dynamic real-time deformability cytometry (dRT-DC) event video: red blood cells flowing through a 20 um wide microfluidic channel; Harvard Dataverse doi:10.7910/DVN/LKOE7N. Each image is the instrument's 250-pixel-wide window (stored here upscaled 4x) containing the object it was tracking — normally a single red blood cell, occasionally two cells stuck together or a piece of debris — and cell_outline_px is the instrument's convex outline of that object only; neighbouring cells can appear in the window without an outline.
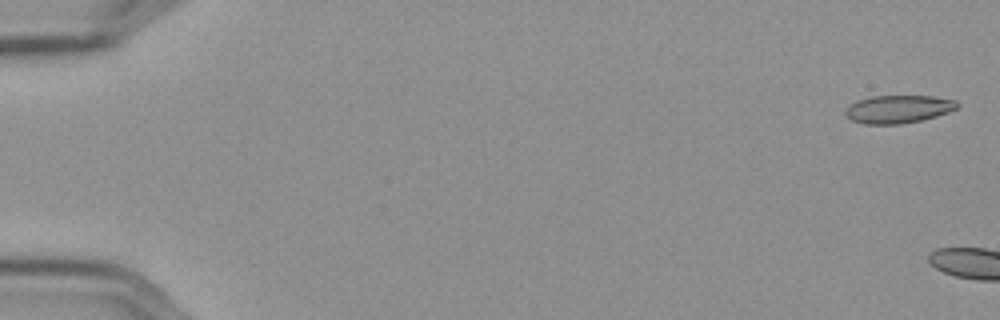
{"species": "Egyptian fruit bat (a non-hibernating species)", "species_latin": "Rousettus aegyptiacus", "temperature_condition": "cold", "stored_images_in_passage": 4, "camera_frame_rate_fps": 3000, "um_per_image_px": 0.085, "frame": {"image": 1, "passage_image": 1, "time_ms": 0.0, "image_size_px": [1000, 320], "cell_outline_px": [[960, 104], [956, 108], [948, 112], [936, 116], [920, 120], [900, 124], [864, 124], [852, 120], [844, 116], [844, 112], [848, 104], [856, 100], [872, 96], [932, 96], [956, 100]], "centroid_in_image_um": [76.3, 9.27], "position_along_channel_um": 8.7, "area_um2": 18.32}}